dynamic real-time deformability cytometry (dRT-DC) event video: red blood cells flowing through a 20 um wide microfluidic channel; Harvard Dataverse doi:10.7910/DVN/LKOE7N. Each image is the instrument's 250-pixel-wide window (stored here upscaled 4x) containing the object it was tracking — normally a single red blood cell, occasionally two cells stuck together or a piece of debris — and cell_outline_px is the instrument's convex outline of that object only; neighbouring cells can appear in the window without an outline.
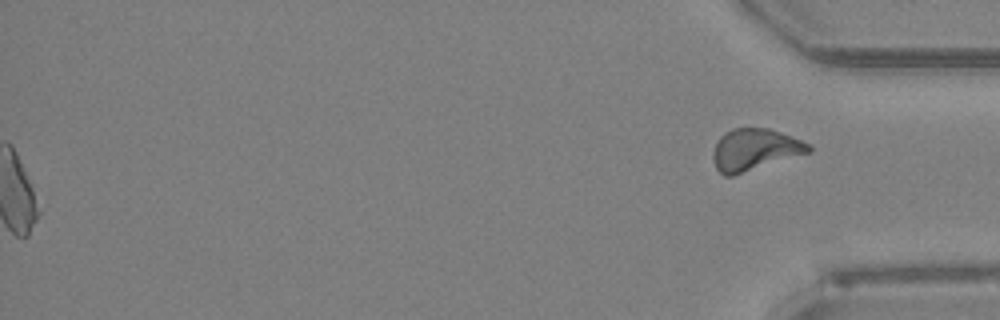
{"species": "Egyptian fruit bat (a non-hibernating species)", "species_latin": "Rousettus aegyptiacus", "temperature_condition": "room temperature", "stored_images_in_passage": 51, "segment_of_instrument_passage": [2, 2], "camera_frame_rate_fps": 3000, "um_per_image_px": 0.085, "animal": {"sex": "female"}, "frame": {"image": 1, "passage_image": 51, "time_ms": 16.667, "image_size_px": [1000, 320], "cell_outline_px": [[812, 152], [732, 176], [724, 176], [716, 168], [712, 160], [712, 152], [716, 140], [724, 132], [732, 128], [768, 128], [792, 136], [812, 144]], "centroid_in_image_um": [64.15, 12.71], "position_along_channel_um": 371.1, "area_um2": 23.64}}